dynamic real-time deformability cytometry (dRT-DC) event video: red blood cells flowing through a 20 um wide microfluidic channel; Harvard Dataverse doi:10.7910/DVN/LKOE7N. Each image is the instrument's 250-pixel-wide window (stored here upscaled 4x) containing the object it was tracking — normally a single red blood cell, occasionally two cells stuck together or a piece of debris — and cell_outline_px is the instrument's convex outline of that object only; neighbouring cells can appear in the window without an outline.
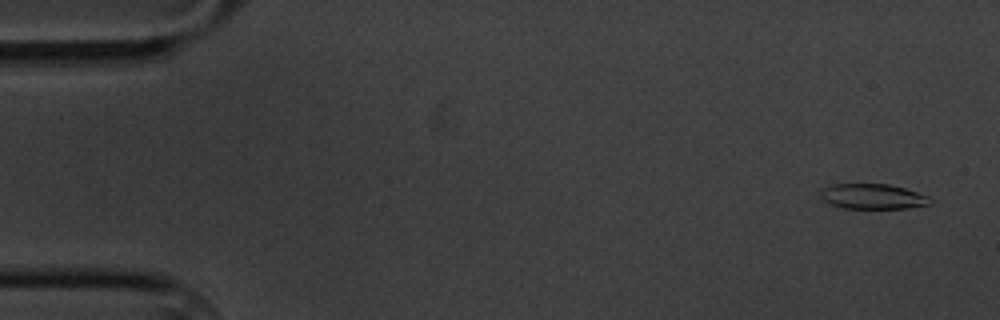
{"species": "common noctule bat (a hibernating species)", "species_latin": "Nyctalus noctula", "temperature_condition": "cold", "stored_images_in_passage": 58, "camera_frame_rate_fps": 3000, "um_per_image_px": 0.085, "animal": {"sex": "male", "body_mass_g": 20.1, "forearm_length_mm": 53.5}, "frame": {"image": 1, "passage_image": 2, "time_ms": 0.333, "image_size_px": [1000, 320], "cell_outline_px": [[932, 204], [908, 208], [844, 208], [820, 200], [820, 196], [824, 188], [832, 184], [888, 184], [904, 188], [928, 196], [932, 200]], "centroid_in_image_um": [74.19, 16.7], "position_along_channel_um": 10.8, "area_um2": 16.01}}
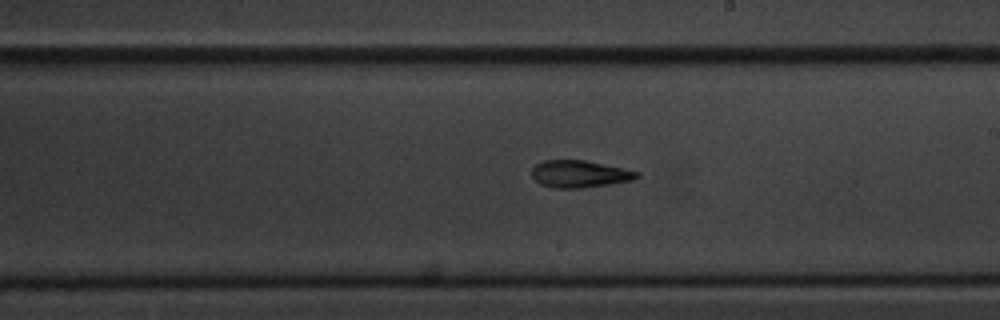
{"frame": {"image": 2, "passage_image": 33, "time_ms": 10.667, "image_size_px": [1000, 320], "cell_outline_px": [[640, 176], [632, 180], [608, 184], [580, 188], [552, 188], [540, 184], [532, 176], [532, 168], [536, 164], [544, 160], [584, 160], [624, 168], [640, 172]], "centroid_in_image_um": [49.26, 14.78], "position_along_channel_um": 239.7, "area_um2": 16.59}}
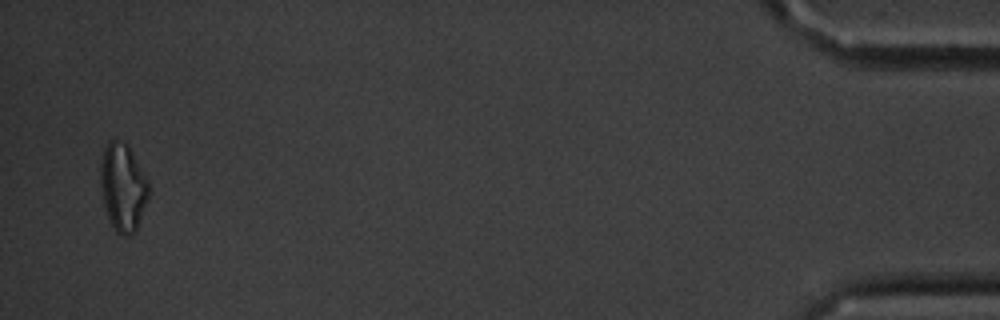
{"frame": {"image": 3, "passage_image": 57, "time_ms": 18.667, "image_size_px": [1000, 320], "cell_outline_px": [[148, 200], [136, 228], [128, 236], [124, 236], [116, 232], [108, 216], [104, 204], [100, 184], [100, 164], [104, 148], [108, 140], [116, 140], [128, 144], [148, 184]], "centroid_in_image_um": [10.42, 15.9], "position_along_channel_um": 424.8, "area_um2": 24.16}, "authors_computed_cell_mechanics": {"area_um2": 16.9932, "velocity_mm_per_s": 3.3691, "shape_relaxation_time_tau1_ms": 9.8588, "shape_relaxation_time_tau2_ms": 7.4484, "deformation_change_tau1": 0.2628, "deformation_change_tau2": 0.1852}}